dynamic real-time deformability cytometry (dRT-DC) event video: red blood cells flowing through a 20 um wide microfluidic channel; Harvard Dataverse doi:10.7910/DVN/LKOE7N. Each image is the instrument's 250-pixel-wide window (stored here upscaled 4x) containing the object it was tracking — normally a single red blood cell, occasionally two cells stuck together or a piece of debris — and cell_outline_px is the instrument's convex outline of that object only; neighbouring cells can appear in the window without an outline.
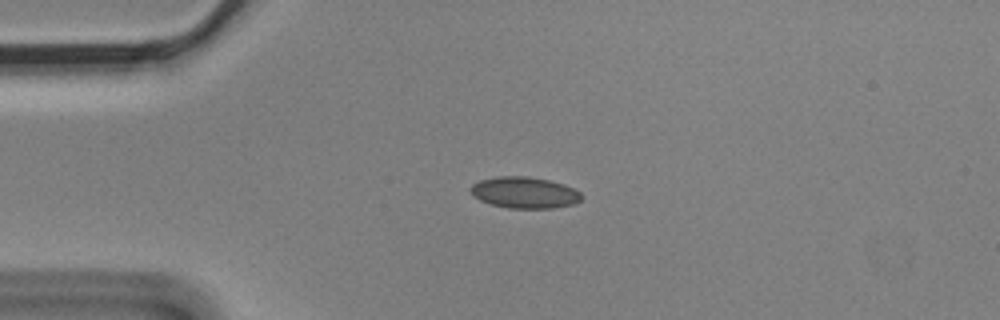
{"species": "Egyptian fruit bat (a non-hibernating species)", "species_latin": "Rousettus aegyptiacus", "temperature_condition": "cold", "stored_images_in_passage": 4, "camera_frame_rate_fps": 3000, "um_per_image_px": 0.085, "animal": {"sex": "male"}, "frame": {"image": 1, "passage_image": 3, "time_ms": 0.667, "image_size_px": [1000, 320], "cell_outline_px": [[580, 200], [572, 204], [552, 208], [508, 208], [492, 204], [480, 200], [472, 196], [468, 188], [472, 184], [480, 180], [496, 176], [528, 176], [548, 180], [564, 184], [580, 192]], "centroid_in_image_um": [44.52, 16.36], "position_along_channel_um": 40.5, "area_um2": 20.23}}